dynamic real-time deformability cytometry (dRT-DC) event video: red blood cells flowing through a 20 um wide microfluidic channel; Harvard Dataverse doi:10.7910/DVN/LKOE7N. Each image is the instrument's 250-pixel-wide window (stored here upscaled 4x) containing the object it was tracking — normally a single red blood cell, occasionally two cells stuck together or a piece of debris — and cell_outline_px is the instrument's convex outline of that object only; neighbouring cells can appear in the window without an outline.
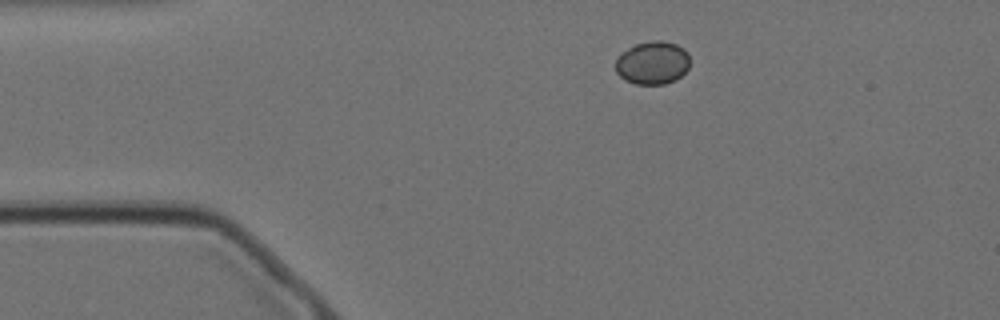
{"species": "Egyptian fruit bat (a non-hibernating species)", "species_latin": "Rousettus aegyptiacus", "temperature_condition": "cold", "stored_images_in_passage": 48, "camera_frame_rate_fps": 3000, "um_per_image_px": 0.085, "animal": {"sex": "female"}, "frame": {"image": 1, "passage_image": 1, "time_ms": 0.0, "image_size_px": [1000, 320], "cell_outline_px": [[688, 68], [676, 80], [664, 84], [636, 84], [624, 80], [616, 72], [616, 60], [620, 52], [636, 44], [652, 40], [660, 40], [676, 44], [684, 48], [688, 52]], "centroid_in_image_um": [55.45, 5.33], "position_along_channel_um": 29.6, "area_um2": 18.73}}
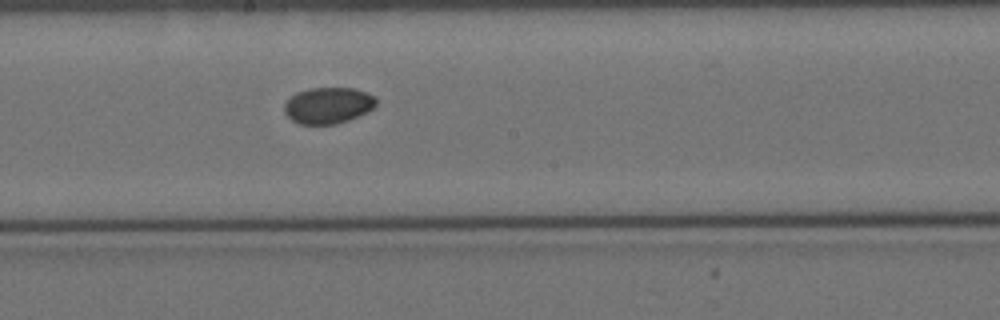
{"frame": {"image": 2, "passage_image": 21, "time_ms": 6.667, "image_size_px": [1000, 320], "cell_outline_px": [[376, 104], [372, 108], [348, 120], [336, 124], [300, 124], [292, 120], [284, 112], [284, 104], [296, 92], [308, 88], [356, 88], [376, 96]], "centroid_in_image_um": [27.88, 8.94], "position_along_channel_um": 220.3, "area_um2": 19.31}}
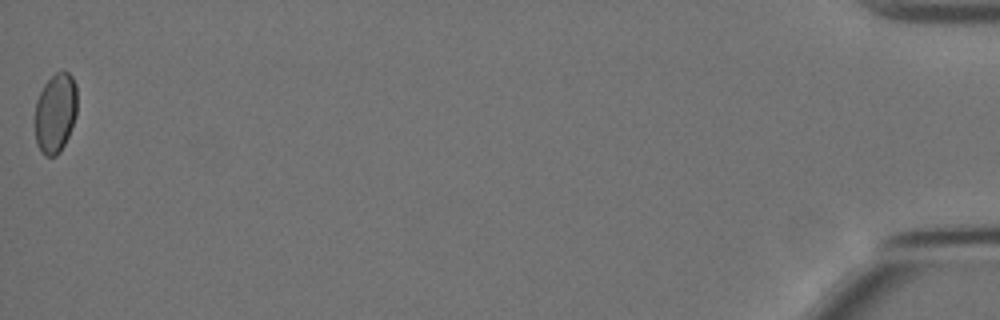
{"frame": {"image": 3, "passage_image": 48, "time_ms": 15.667, "image_size_px": [1000, 320], "cell_outline_px": [[76, 116], [68, 136], [60, 152], [56, 156], [44, 156], [36, 140], [36, 100], [44, 84], [56, 72], [64, 68], [72, 76], [76, 84]], "centroid_in_image_um": [4.73, 9.56], "position_along_channel_um": 430.5, "area_um2": 19.54}, "authors_computed_cell_mechanics": {"area_um2": 19.8543, "velocity_mm_per_s": 3.5006, "shape_relaxation_time_tau1_ms": null, "shape_relaxation_time_tau2_ms": 11.2893, "deformation_change_tau1": null, "deformation_change_tau2": 0.0449}}